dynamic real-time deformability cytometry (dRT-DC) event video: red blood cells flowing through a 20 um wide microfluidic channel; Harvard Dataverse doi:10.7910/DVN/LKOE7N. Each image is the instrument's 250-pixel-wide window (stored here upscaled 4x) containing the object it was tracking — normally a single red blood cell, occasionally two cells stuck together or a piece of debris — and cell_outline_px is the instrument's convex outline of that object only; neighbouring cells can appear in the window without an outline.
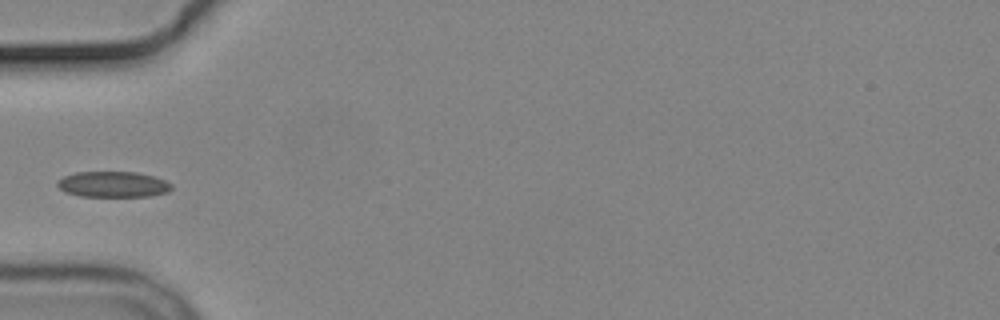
{"species": "common noctule bat (a hibernating species)", "species_latin": "Nyctalus noctula", "temperature_condition": "cold", "stored_images_in_passage": 5, "camera_frame_rate_fps": 3000, "um_per_image_px": 0.085, "animal": {"sex": "male", "body_mass_g": 19.2, "forearm_length_mm": 51.8}, "frame": {"image": 1, "passage_image": 5, "time_ms": 6.333, "image_size_px": [1000, 320], "cell_outline_px": [[172, 188], [168, 192], [148, 196], [80, 196], [64, 192], [56, 184], [64, 176], [76, 172], [136, 172], [156, 176], [172, 184]], "centroid_in_image_um": [9.63, 15.66], "position_along_channel_um": 75.4, "area_um2": 17.11}}